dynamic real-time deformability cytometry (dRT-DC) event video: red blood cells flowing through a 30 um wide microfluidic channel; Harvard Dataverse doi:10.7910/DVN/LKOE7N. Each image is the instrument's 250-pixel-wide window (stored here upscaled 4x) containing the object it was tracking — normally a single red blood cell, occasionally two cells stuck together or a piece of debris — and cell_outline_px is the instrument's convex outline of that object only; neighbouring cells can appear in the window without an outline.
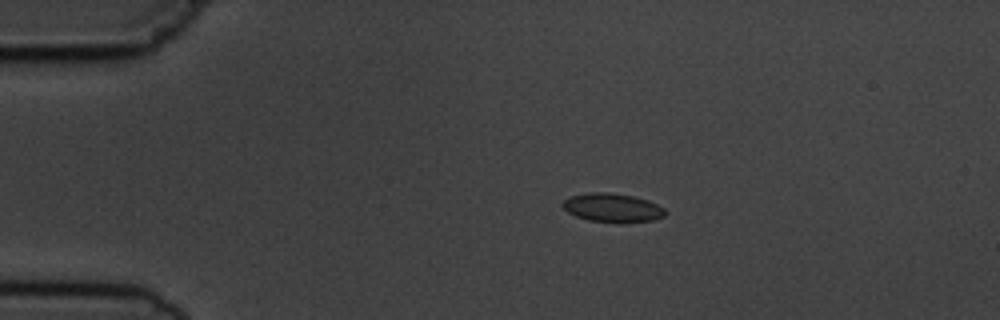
{"species": "common noctule bat (a hibernating species)", "species_latin": "Nyctalus noctula", "temperature_condition": "cold", "stored_images_in_passage": 4, "camera_frame_rate_fps": 3000, "um_per_image_px": 0.085, "animal": {"sex": "male", "body_mass_g": 19.5, "forearm_length_mm": 54.6}, "frame": {"image": 1, "passage_image": 3, "time_ms": 2.333, "image_size_px": [1000, 320], "cell_outline_px": [[668, 212], [664, 216], [652, 220], [620, 224], [588, 220], [576, 216], [568, 212], [560, 204], [564, 200], [572, 196], [588, 192], [608, 192], [632, 196], [648, 200], [664, 208]], "centroid_in_image_um": [52.07, 17.67], "position_along_channel_um": 32.9, "area_um2": 17.4}}